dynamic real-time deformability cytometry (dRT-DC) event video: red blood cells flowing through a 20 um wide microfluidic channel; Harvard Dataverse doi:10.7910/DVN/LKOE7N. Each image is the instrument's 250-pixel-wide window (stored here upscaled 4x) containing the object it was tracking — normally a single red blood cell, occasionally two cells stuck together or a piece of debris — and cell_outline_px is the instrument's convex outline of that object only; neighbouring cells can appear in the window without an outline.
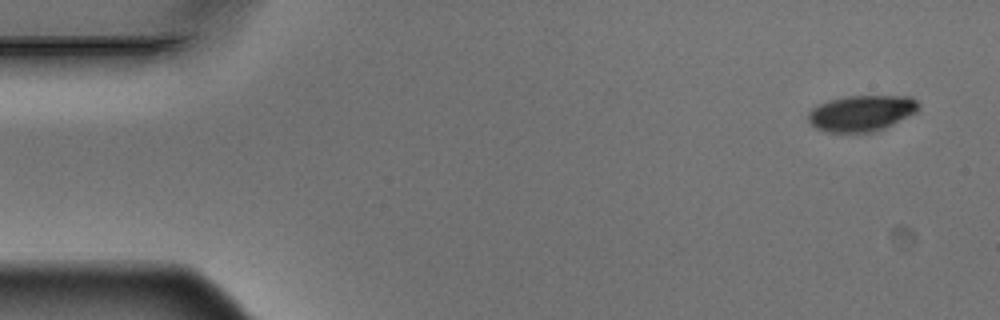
{"species": "Egyptian fruit bat (a non-hibernating species)", "species_latin": "Rousettus aegyptiacus", "temperature_condition": "warm", "stored_images_in_passage": 6, "camera_frame_rate_fps": 3000, "um_per_image_px": 0.085, "animal": {"sex": "male"}, "frame": {"image": 1, "passage_image": 1, "time_ms": 0.0, "image_size_px": [1000, 320], "cell_outline_px": [[920, 108], [916, 112], [876, 132], [828, 132], [816, 128], [808, 120], [808, 112], [812, 108], [828, 100], [848, 96], [912, 96], [920, 104]], "centroid_in_image_um": [73.24, 9.61], "position_along_channel_um": 11.8, "area_um2": 23.12}}
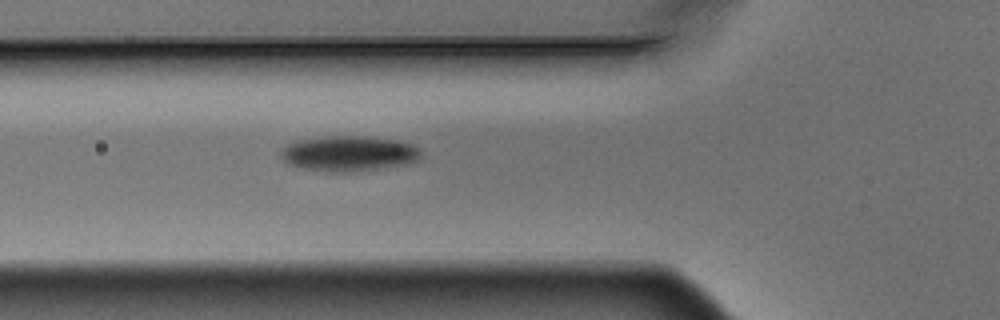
{"frame": {"image": 2, "passage_image": 6, "time_ms": 1.667, "image_size_px": [1000, 320], "cell_outline_px": [[420, 160], [408, 164], [380, 168], [348, 172], [328, 172], [304, 168], [288, 164], [280, 156], [280, 148], [296, 140], [328, 136], [364, 136], [396, 140], [412, 144], [420, 148]], "centroid_in_image_um": [29.64, 13.04], "position_along_channel_um": 96.2, "area_um2": 29.02}}